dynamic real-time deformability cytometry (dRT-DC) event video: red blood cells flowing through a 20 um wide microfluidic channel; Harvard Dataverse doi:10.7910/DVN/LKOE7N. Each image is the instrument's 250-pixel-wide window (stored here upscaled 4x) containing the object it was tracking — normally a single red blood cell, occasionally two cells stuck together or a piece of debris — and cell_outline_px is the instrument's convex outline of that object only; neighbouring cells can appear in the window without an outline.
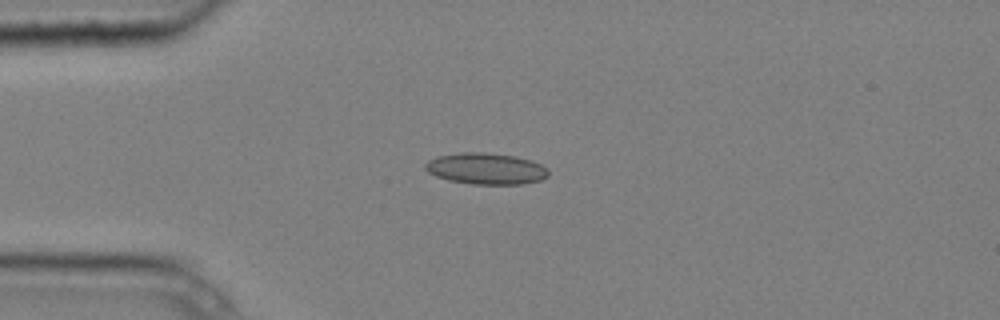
{"species": "common noctule bat (a hibernating species)", "species_latin": "Nyctalus noctula", "temperature_condition": "cold", "stored_images_in_passage": 5, "camera_frame_rate_fps": 3000, "um_per_image_px": 0.085, "animal": {"sex": "male", "body_mass_g": 20.4}, "frame": {"image": 1, "passage_image": 3, "time_ms": 0.667, "image_size_px": [1000, 320], "cell_outline_px": [[548, 176], [540, 180], [524, 184], [472, 184], [448, 180], [436, 176], [428, 172], [424, 168], [424, 164], [428, 160], [440, 156], [464, 152], [484, 152], [516, 156], [540, 164], [548, 168]], "centroid_in_image_um": [41.31, 14.34], "position_along_channel_um": 43.7, "area_um2": 22.43}}
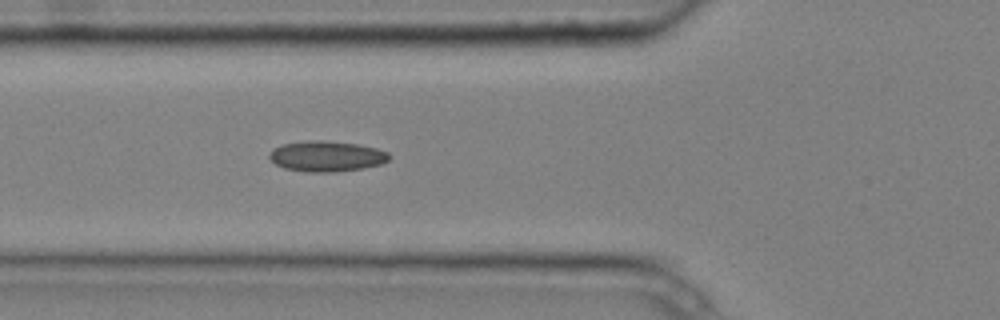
{"frame": {"image": 2, "passage_image": 5, "time_ms": 1.333, "image_size_px": [1000, 320], "cell_outline_px": [[392, 156], [388, 160], [380, 164], [364, 168], [336, 172], [308, 172], [284, 168], [276, 164], [268, 156], [268, 152], [272, 148], [280, 144], [308, 140], [324, 140], [356, 144], [376, 148], [388, 152]], "centroid_in_image_um": [27.73, 13.27], "position_along_channel_um": 98.1, "area_um2": 21.56}}